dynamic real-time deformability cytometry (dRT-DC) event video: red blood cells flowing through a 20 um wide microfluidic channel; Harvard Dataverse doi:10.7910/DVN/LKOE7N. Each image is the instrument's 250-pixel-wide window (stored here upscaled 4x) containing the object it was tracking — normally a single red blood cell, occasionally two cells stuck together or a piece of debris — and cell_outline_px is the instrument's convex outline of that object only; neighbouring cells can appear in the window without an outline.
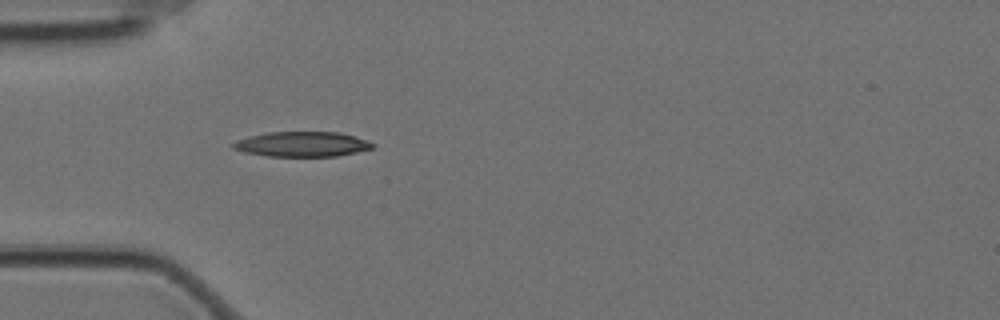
{"species": "Egyptian fruit bat (a non-hibernating species)", "species_latin": "Rousettus aegyptiacus", "temperature_condition": "cold", "stored_images_in_passage": 14, "camera_frame_rate_fps": 3000, "um_per_image_px": 0.085, "animal": {"sex": "female"}, "frame": {"image": 1, "passage_image": 7, "time_ms": 2.0, "image_size_px": [1000, 320], "cell_outline_px": [[376, 148], [336, 156], [268, 156], [244, 152], [232, 148], [232, 144], [236, 140], [268, 132], [340, 132], [356, 136], [368, 140], [376, 144]], "centroid_in_image_um": [25.75, 12.25], "position_along_channel_um": 59.3, "area_um2": 20.4}}
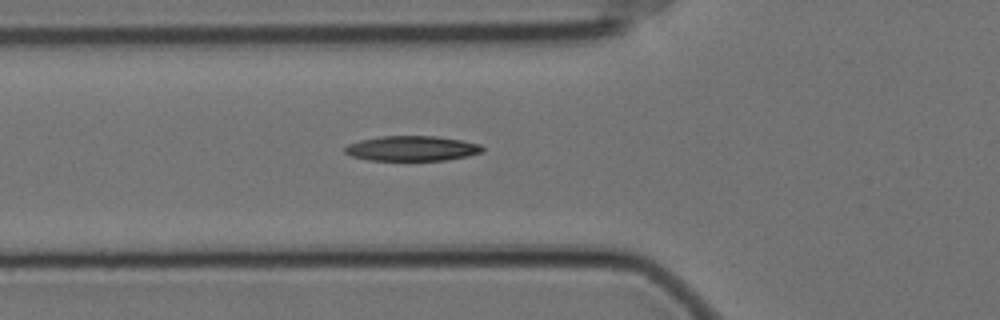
{"frame": {"image": 2, "passage_image": 10, "time_ms": 3.0, "image_size_px": [1000, 320], "cell_outline_px": [[484, 152], [468, 156], [448, 160], [368, 160], [352, 156], [344, 152], [344, 148], [348, 144], [360, 140], [380, 136], [436, 136], [460, 140], [480, 144], [484, 148]], "centroid_in_image_um": [35.03, 12.62], "position_along_channel_um": 90.8, "area_um2": 20.11}}